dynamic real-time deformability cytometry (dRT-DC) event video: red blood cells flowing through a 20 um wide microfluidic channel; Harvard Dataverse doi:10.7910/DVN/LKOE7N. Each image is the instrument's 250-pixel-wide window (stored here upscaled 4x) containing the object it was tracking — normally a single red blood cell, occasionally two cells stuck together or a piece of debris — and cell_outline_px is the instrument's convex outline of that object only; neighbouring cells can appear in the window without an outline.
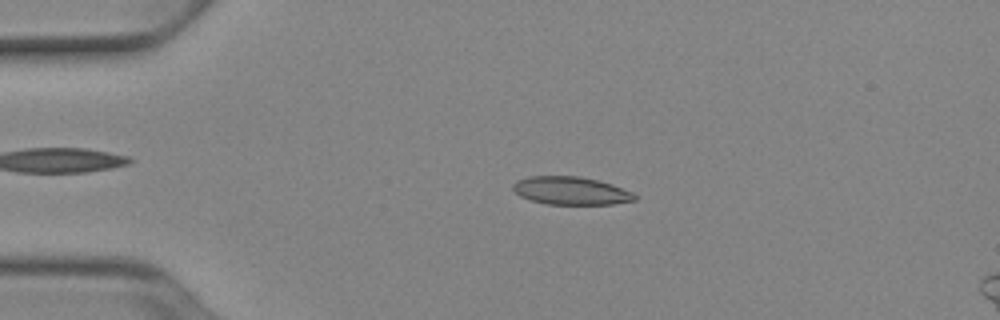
{"species": "Egyptian fruit bat (a non-hibernating species)", "species_latin": "Rousettus aegyptiacus", "temperature_condition": "cold", "stored_images_in_passage": 51, "camera_frame_rate_fps": 3000, "um_per_image_px": 0.085, "animal": {"sex": "female"}, "frame": {"image": 1, "passage_image": 11, "time_ms": 3.333, "image_size_px": [1000, 320], "cell_outline_px": [[636, 200], [612, 204], [548, 204], [528, 200], [520, 196], [512, 188], [512, 184], [516, 180], [528, 176], [580, 176], [600, 180], [612, 184], [632, 192], [636, 196]], "centroid_in_image_um": [48.5, 16.2], "position_along_channel_um": 36.5, "area_um2": 20.0}}
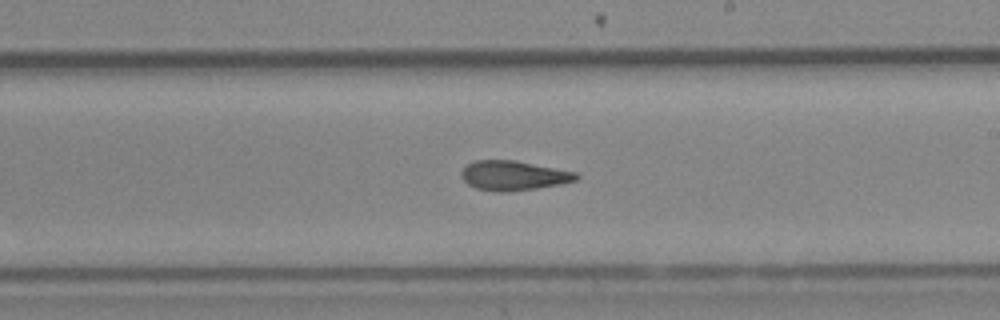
{"frame": {"image": 2, "passage_image": 30, "time_ms": 9.667, "image_size_px": [1000, 320], "cell_outline_px": [[580, 176], [576, 180], [560, 184], [536, 188], [504, 192], [496, 192], [476, 188], [468, 184], [460, 176], [460, 172], [468, 164], [476, 160], [516, 160], [576, 172]], "centroid_in_image_um": [43.64, 14.92], "position_along_channel_um": 245.4, "area_um2": 19.77}}
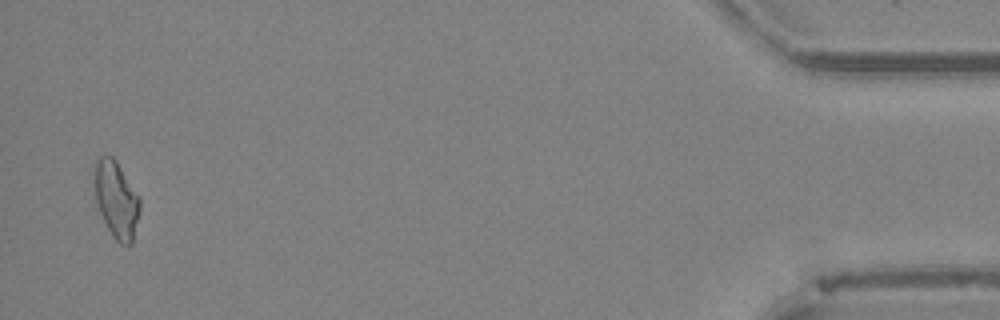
{"frame": {"image": 3, "passage_image": 50, "time_ms": 16.333, "image_size_px": [1000, 320], "cell_outline_px": [[140, 212], [132, 244], [120, 244], [112, 236], [100, 212], [96, 200], [92, 180], [92, 172], [96, 160], [100, 156], [112, 156], [116, 160], [140, 196]], "centroid_in_image_um": [9.88, 16.93], "position_along_channel_um": 425.3, "area_um2": 20.75}, "authors_computed_cell_mechanics": {"area_um2": 19.7676, "velocity_mm_per_s": 3.9408, "shape_relaxation_time_tau1_ms": null, "shape_relaxation_time_tau2_ms": 2.1149, "deformation_change_tau1": null, "deformation_change_tau2": 0.0997}}